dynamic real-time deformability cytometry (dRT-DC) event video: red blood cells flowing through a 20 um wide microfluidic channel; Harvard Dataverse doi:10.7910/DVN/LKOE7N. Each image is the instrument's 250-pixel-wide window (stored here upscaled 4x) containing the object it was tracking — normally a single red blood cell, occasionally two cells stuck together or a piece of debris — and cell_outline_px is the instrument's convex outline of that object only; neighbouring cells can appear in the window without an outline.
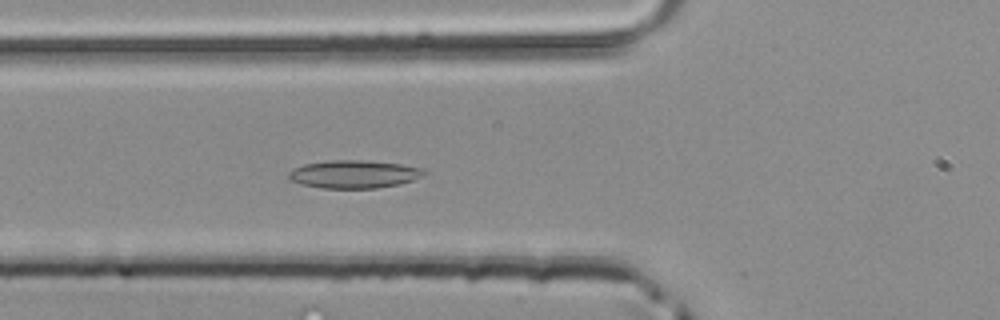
{"species": "common noctule bat (a hibernating species)", "species_latin": "Nyctalus noctula", "temperature_condition": "room temperature", "stored_images_in_passage": 36, "camera_frame_rate_fps": 3000, "um_per_image_px": 0.085, "animal": {"sex": "male", "body_mass_g": 20.4}, "frame": {"image": 1, "passage_image": 6, "time_ms": 1.667, "image_size_px": [1000, 320], "cell_outline_px": [[428, 172], [424, 176], [400, 184], [376, 188], [320, 188], [304, 184], [292, 180], [288, 176], [288, 172], [292, 168], [304, 164], [328, 160], [364, 160], [400, 164], [424, 168]], "centroid_in_image_um": [30.12, 14.8], "position_along_channel_um": 95.7, "area_um2": 22.14}}
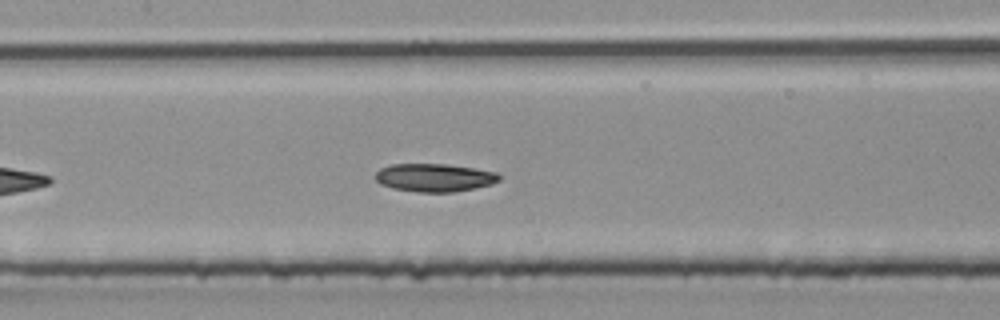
{"frame": {"image": 2, "passage_image": 11, "time_ms": 3.333, "image_size_px": [1000, 320], "cell_outline_px": [[500, 180], [492, 184], [452, 192], [416, 192], [392, 188], [380, 184], [376, 180], [376, 172], [380, 168], [392, 164], [448, 164], [496, 172], [500, 176]], "centroid_in_image_um": [36.9, 15.09], "position_along_channel_um": 170.5, "area_um2": 20.17}}
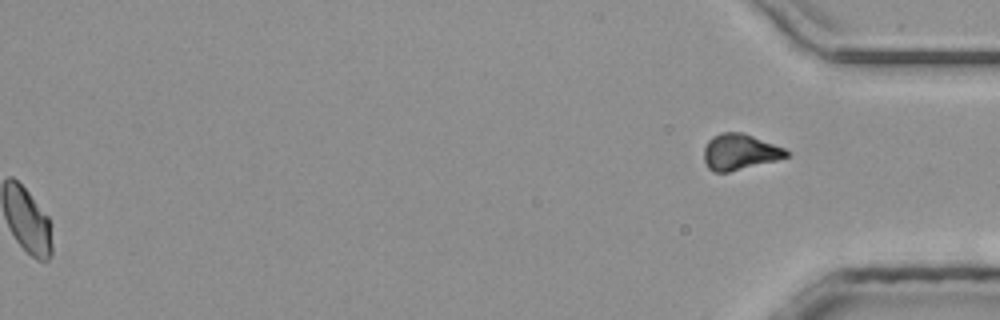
{"frame": {"image": 3, "passage_image": 36, "time_ms": 11.667, "image_size_px": [1000, 320], "cell_outline_px": [[788, 156], [776, 160], [728, 172], [712, 172], [708, 168], [704, 160], [704, 148], [708, 140], [712, 136], [720, 132], [740, 132], [752, 136], [784, 148], [788, 152]], "centroid_in_image_um": [62.83, 12.91], "position_along_channel_um": 372.4, "area_um2": 17.05}}